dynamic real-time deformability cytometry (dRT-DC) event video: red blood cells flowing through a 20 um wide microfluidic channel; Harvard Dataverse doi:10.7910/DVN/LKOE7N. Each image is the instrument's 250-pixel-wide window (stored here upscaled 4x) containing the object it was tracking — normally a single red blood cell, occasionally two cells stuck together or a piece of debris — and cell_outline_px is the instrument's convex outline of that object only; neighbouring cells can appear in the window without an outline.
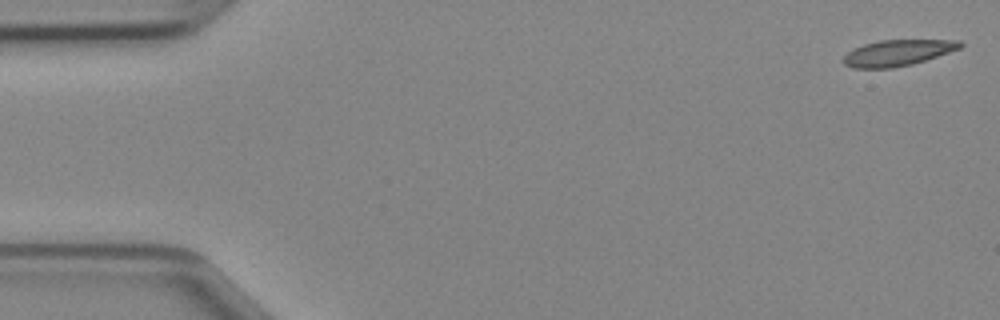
{"species": "Egyptian fruit bat (a non-hibernating species)", "species_latin": "Rousettus aegyptiacus", "temperature_condition": "cold", "stored_images_in_passage": 12, "camera_frame_rate_fps": 3000, "um_per_image_px": 0.085, "animal": {"sex": "female"}, "frame": {"image": 1, "passage_image": 1, "time_ms": 0.0, "image_size_px": [1000, 320], "cell_outline_px": [[964, 44], [960, 48], [912, 64], [892, 68], [852, 68], [844, 64], [840, 60], [848, 52], [864, 44], [880, 40], [960, 40]], "centroid_in_image_um": [76.26, 4.49], "position_along_channel_um": 8.7, "area_um2": 17.57}}